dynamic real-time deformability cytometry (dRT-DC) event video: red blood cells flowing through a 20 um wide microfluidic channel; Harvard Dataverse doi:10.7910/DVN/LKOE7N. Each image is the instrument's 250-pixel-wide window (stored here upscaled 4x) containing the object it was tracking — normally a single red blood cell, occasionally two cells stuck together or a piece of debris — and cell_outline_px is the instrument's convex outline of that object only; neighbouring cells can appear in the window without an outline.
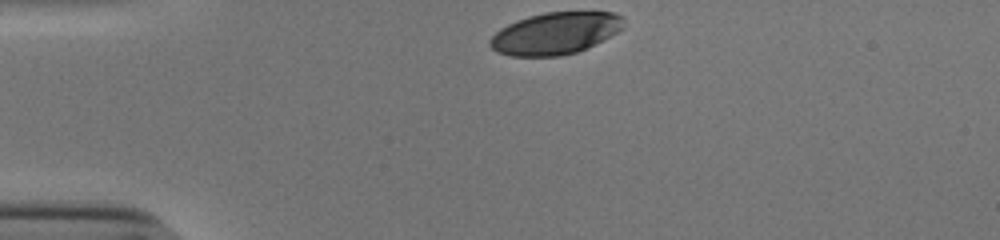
{"species": "human", "species_latin": "Homo sapiens", "temperature_condition": "cold", "stored_images_in_passage": 32, "camera_frame_rate_fps": 3000, "um_per_image_px": 0.085, "donor": {"sex": "male"}, "frame": {"image": 1, "passage_image": 1, "time_ms": 0.0, "image_size_px": [1000, 240], "cell_outline_px": [[624, 28], [576, 52], [560, 56], [508, 56], [496, 52], [488, 44], [488, 40], [500, 28], [516, 20], [528, 16], [544, 12], [616, 12], [624, 16]], "centroid_in_image_um": [47.16, 2.82], "position_along_channel_um": 37.8, "area_um2": 32.66}}
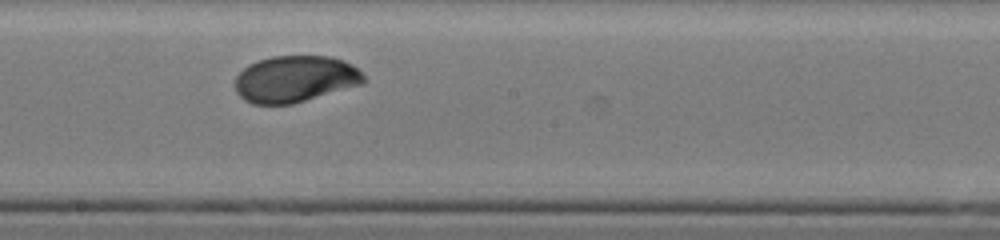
{"frame": {"image": 2, "passage_image": 19, "time_ms": 6.0, "image_size_px": [1000, 240], "cell_outline_px": [[364, 84], [292, 104], [252, 104], [244, 100], [236, 92], [236, 76], [248, 64], [272, 56], [328, 56], [344, 60], [352, 64], [364, 76]], "centroid_in_image_um": [25.09, 6.72], "position_along_channel_um": 223.1, "area_um2": 34.91}}
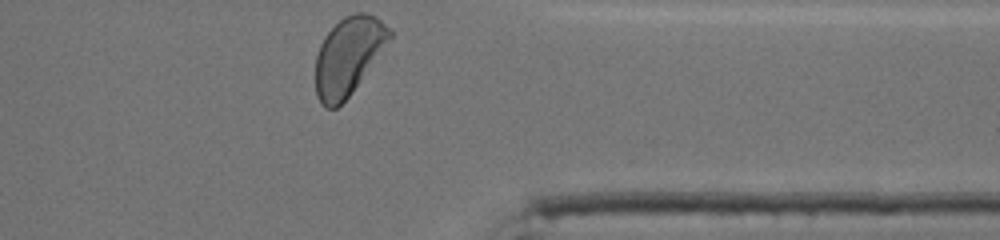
{"frame": {"image": 3, "passage_image": 32, "time_ms": 10.333, "image_size_px": [1000, 240], "cell_outline_px": [[392, 36], [352, 92], [336, 108], [324, 108], [320, 104], [316, 96], [316, 56], [320, 44], [324, 36], [344, 16], [356, 12], [364, 12], [376, 16], [392, 28]], "centroid_in_image_um": [29.6, 4.74], "position_along_channel_um": 381.8, "area_um2": 33.35}, "authors_computed_cell_mechanics": {"area_um2": 34.9401, "velocity_mm_per_s": 3.8105, "shape_relaxation_time_tau1_ms": 1.9939, "shape_relaxation_time_tau2_ms": null, "deformation_change_tau1": 0.1272, "deformation_change_tau2": null}}